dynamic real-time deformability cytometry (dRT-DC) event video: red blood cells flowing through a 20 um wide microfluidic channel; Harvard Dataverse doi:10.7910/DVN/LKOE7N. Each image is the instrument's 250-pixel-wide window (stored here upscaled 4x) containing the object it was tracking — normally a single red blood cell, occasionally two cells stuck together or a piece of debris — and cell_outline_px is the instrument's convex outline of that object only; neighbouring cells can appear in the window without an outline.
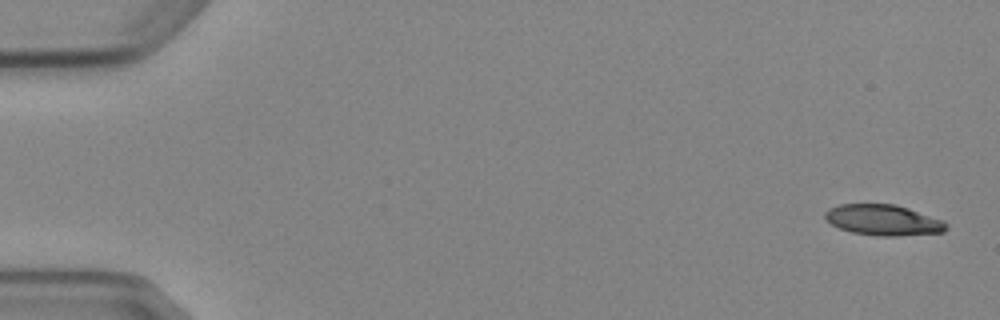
{"species": "Egyptian fruit bat (a non-hibernating species)", "species_latin": "Rousettus aegyptiacus", "temperature_condition": "cold", "stored_images_in_passage": 5, "camera_frame_rate_fps": 3000, "um_per_image_px": 0.085, "animal": {"sex": "female"}, "frame": {"image": 1, "passage_image": 1, "time_ms": 0.0, "image_size_px": [1000, 320], "cell_outline_px": [[948, 228], [944, 232], [896, 236], [876, 236], [852, 232], [840, 228], [832, 224], [824, 216], [824, 212], [828, 208], [840, 204], [896, 204], [944, 220], [948, 224]], "centroid_in_image_um": [75.1, 18.7], "position_along_channel_um": 9.9, "area_um2": 21.79}}
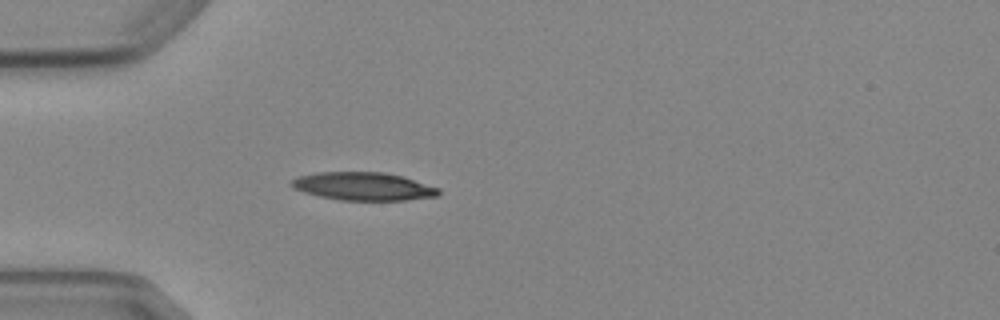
{"frame": {"image": 2, "passage_image": 5, "time_ms": 4.667, "image_size_px": [1000, 320], "cell_outline_px": [[440, 192], [436, 196], [404, 200], [340, 200], [320, 196], [304, 192], [292, 188], [288, 184], [292, 180], [300, 176], [316, 172], [384, 172], [404, 176], [440, 188]], "centroid_in_image_um": [30.88, 15.83], "position_along_channel_um": 54.1, "area_um2": 24.1}}